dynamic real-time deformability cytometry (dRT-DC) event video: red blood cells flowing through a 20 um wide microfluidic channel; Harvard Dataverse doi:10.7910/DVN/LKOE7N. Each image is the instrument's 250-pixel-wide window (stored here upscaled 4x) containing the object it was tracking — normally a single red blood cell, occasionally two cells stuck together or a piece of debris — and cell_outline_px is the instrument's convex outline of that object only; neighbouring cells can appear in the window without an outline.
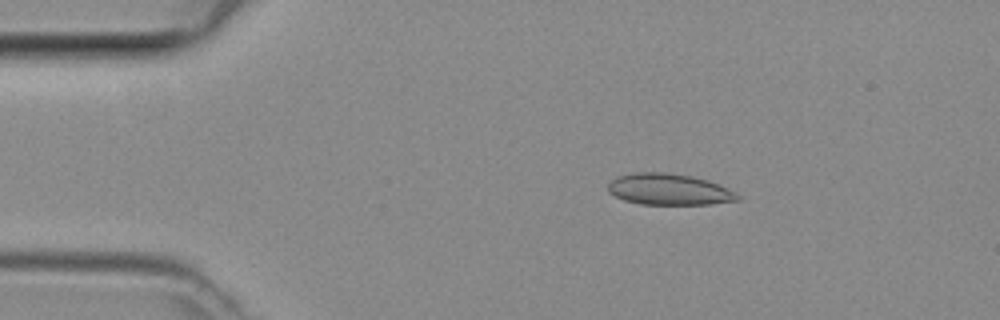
{"species": "common noctule bat (a hibernating species)", "species_latin": "Nyctalus noctula", "temperature_condition": "room temperature", "stored_images_in_passage": 40, "camera_frame_rate_fps": 3000, "um_per_image_px": 0.085, "animal": {"sex": "female", "body_mass_g": 29.2, "forearm_length_mm": 56.3}, "frame": {"image": 1, "passage_image": 1, "time_ms": 0.0, "image_size_px": [1000, 320], "cell_outline_px": [[740, 200], [708, 204], [640, 204], [624, 200], [608, 192], [608, 184], [616, 176], [636, 172], [668, 172], [692, 176], [708, 180], [736, 192], [740, 196]], "centroid_in_image_um": [56.85, 16.09], "position_along_channel_um": 28.1, "area_um2": 23.64}}
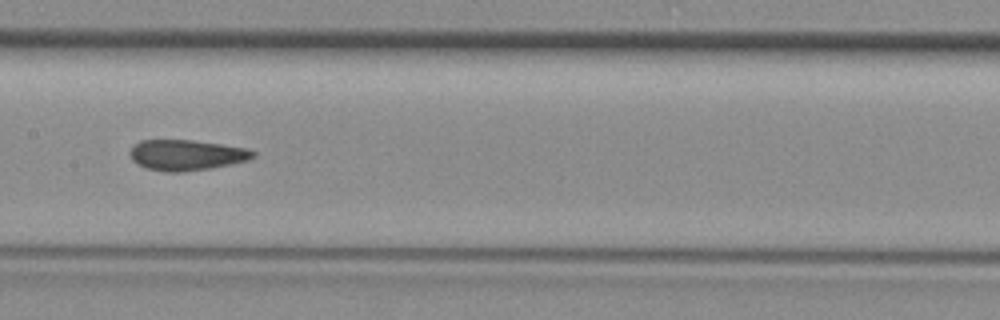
{"frame": {"image": 2, "passage_image": 16, "time_ms": 5.0, "image_size_px": [1000, 320], "cell_outline_px": [[256, 156], [248, 160], [208, 168], [184, 172], [164, 172], [148, 168], [136, 164], [132, 160], [128, 152], [140, 140], [192, 140], [220, 144], [244, 148], [256, 152]], "centroid_in_image_um": [15.81, 13.18], "position_along_channel_um": 191.6, "area_um2": 21.79}}
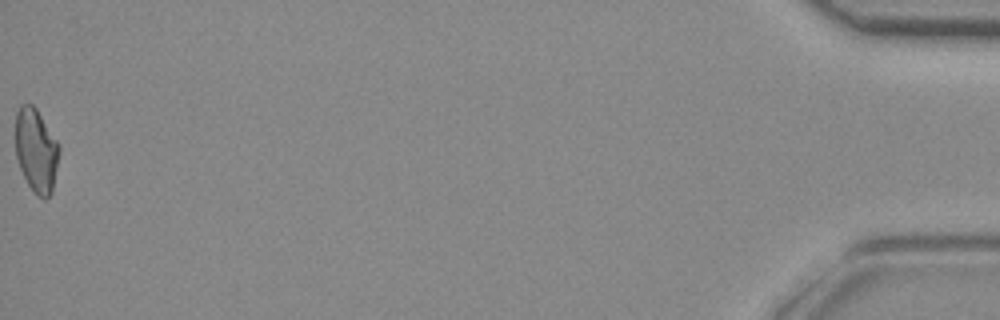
{"frame": {"image": 3, "passage_image": 40, "time_ms": 13.0, "image_size_px": [1000, 320], "cell_outline_px": [[60, 148], [52, 192], [44, 200], [36, 196], [28, 184], [20, 168], [16, 156], [16, 112], [20, 104], [32, 104], [36, 108], [60, 144]], "centroid_in_image_um": [3.08, 12.78], "position_along_channel_um": 432.1, "area_um2": 21.39}}